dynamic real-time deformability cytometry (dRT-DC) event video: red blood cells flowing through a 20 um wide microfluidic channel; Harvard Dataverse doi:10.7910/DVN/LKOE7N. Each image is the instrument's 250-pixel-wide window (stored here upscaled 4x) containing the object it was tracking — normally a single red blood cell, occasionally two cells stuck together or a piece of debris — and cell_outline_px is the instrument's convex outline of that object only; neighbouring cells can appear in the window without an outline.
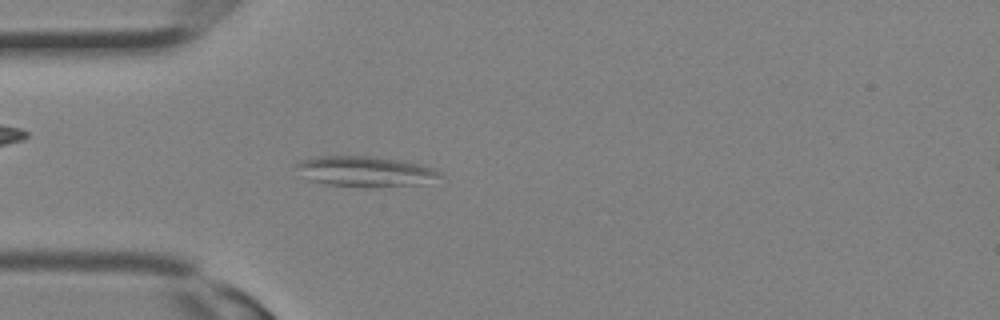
{"species": "Egyptian fruit bat (a non-hibernating species)", "species_latin": "Rousettus aegyptiacus", "temperature_condition": "room temperature", "stored_images_in_passage": 30, "camera_frame_rate_fps": 3000, "um_per_image_px": 0.085, "animal": {"sex": "female"}, "frame": {"image": 1, "passage_image": 8, "time_ms": 2.333, "image_size_px": [1000, 320], "cell_outline_px": [[440, 176], [416, 184], [328, 184], [312, 180], [296, 164], [300, 160], [316, 156], [376, 156], [400, 160], [420, 164], [432, 168], [440, 172]], "centroid_in_image_um": [31.04, 14.49], "position_along_channel_um": 54.0, "area_um2": 23.52}}
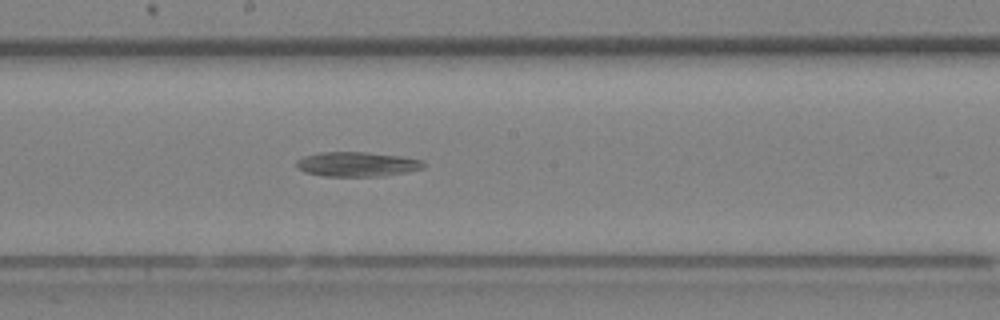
{"frame": {"image": 2, "passage_image": 16, "time_ms": 5.0, "image_size_px": [1000, 320], "cell_outline_px": [[424, 168], [384, 176], [324, 176], [304, 172], [296, 168], [296, 160], [304, 156], [320, 152], [364, 152], [400, 156], [420, 160], [424, 164]], "centroid_in_image_um": [30.28, 13.96], "position_along_channel_um": 217.9, "area_um2": 18.15}}
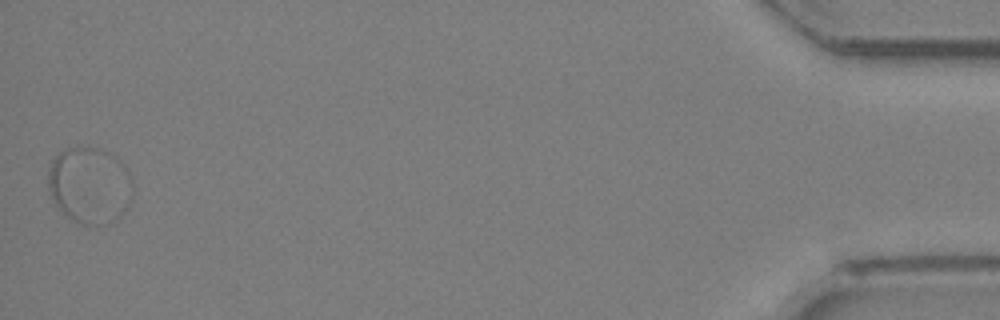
{"frame": {"image": 3, "passage_image": 30, "time_ms": 9.667, "image_size_px": [1000, 320], "cell_outline_px": [[116, 160], [96, 224], [80, 224], [68, 216], [56, 204], [48, 188], [48, 168], [52, 160], [64, 148], [76, 144], [100, 148], [112, 152]], "centroid_in_image_um": [6.87, 15.4], "position_along_channel_um": 428.3, "area_um2": 28.67}}